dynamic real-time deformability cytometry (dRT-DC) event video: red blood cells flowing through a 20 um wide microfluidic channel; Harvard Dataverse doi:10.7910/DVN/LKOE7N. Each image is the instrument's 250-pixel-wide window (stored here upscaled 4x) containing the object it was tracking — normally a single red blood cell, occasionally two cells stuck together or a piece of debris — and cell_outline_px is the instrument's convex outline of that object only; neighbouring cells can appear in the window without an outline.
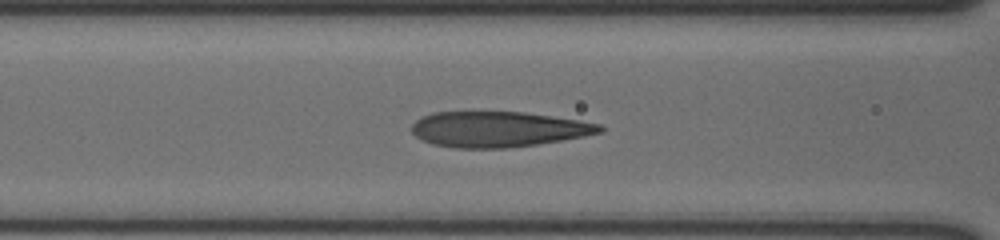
{"species": "human", "species_latin": "Homo sapiens", "temperature_condition": "cold", "stored_images_in_passage": 6, "segment_of_instrument_passage": [1, 2], "camera_frame_rate_fps": 3000, "um_per_image_px": 0.085, "donor": {"sex": "male"}, "frame": {"image": 1, "passage_image": 4, "time_ms": 1.0, "image_size_px": [1000, 240], "cell_outline_px": [[604, 132], [584, 136], [536, 144], [508, 148], [452, 148], [432, 144], [416, 136], [412, 132], [412, 124], [420, 116], [432, 112], [524, 112], [576, 120], [600, 124], [604, 128]], "centroid_in_image_um": [42.31, 10.99], "position_along_channel_um": 124.3, "area_um2": 38.84}}